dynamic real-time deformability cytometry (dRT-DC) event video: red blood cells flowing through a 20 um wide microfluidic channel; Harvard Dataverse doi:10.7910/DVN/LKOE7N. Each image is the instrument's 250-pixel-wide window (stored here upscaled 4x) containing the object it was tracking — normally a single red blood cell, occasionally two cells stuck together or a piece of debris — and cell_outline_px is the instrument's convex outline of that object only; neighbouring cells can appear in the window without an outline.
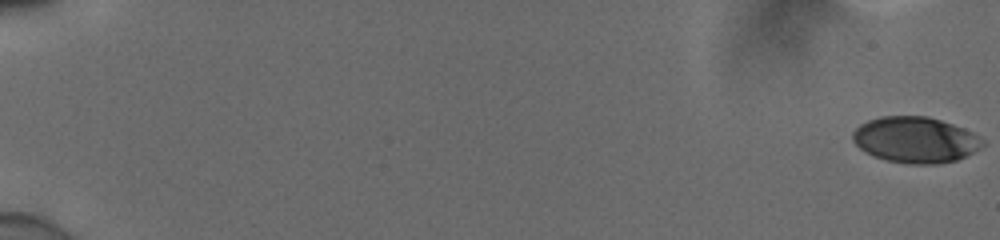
{"species": "human", "species_latin": "Homo sapiens", "temperature_condition": "cold", "stored_images_in_passage": 48, "camera_frame_rate_fps": 3000, "um_per_image_px": 0.085, "donor": {"sex": "male"}, "frame": {"image": 1, "passage_image": 1, "time_ms": 0.0, "image_size_px": [1000, 240], "cell_outline_px": [[984, 144], [980, 148], [956, 160], [936, 164], [908, 164], [888, 160], [876, 156], [860, 148], [852, 140], [852, 132], [860, 124], [868, 120], [880, 116], [928, 116], [964, 128], [972, 132], [984, 140]], "centroid_in_image_um": [77.8, 11.87], "position_along_channel_um": 7.2, "area_um2": 34.56}}